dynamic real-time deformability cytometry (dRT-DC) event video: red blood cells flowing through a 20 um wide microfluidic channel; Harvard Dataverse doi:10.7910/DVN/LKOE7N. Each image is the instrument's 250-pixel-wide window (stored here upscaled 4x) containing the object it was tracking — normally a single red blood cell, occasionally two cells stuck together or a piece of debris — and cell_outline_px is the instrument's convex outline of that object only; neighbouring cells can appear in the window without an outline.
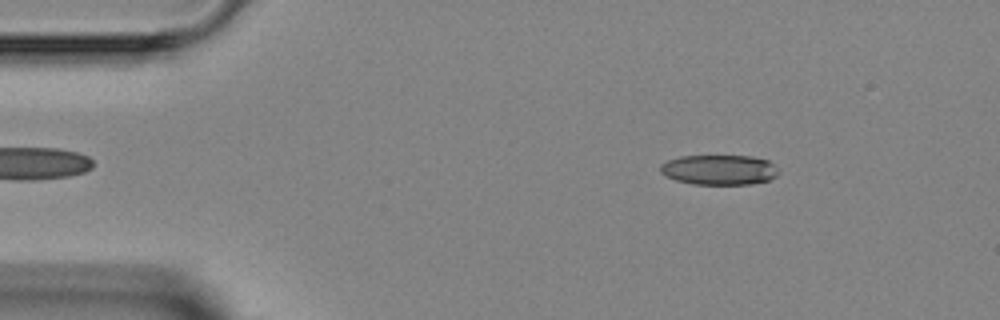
{"species": "Egyptian fruit bat (a non-hibernating species)", "species_latin": "Rousettus aegyptiacus", "temperature_condition": "room temperature", "stored_images_in_passage": 3, "camera_frame_rate_fps": 3000, "um_per_image_px": 0.085, "animal": {"sex": "female"}, "frame": {"image": 1, "passage_image": 1, "time_ms": 0.0, "image_size_px": [1000, 320], "cell_outline_px": [[780, 172], [776, 176], [768, 180], [752, 184], [692, 184], [676, 180], [660, 172], [660, 164], [668, 160], [680, 156], [752, 156], [768, 160]], "centroid_in_image_um": [61.13, 14.43], "position_along_channel_um": 23.9, "area_um2": 20.63}}
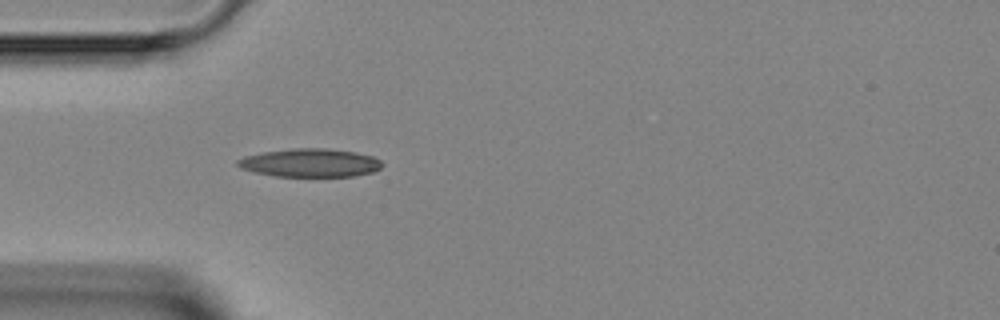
{"frame": {"image": 2, "passage_image": 3, "time_ms": 2.333, "image_size_px": [1000, 320], "cell_outline_px": [[384, 164], [380, 168], [372, 172], [352, 176], [276, 176], [252, 172], [240, 168], [236, 164], [236, 160], [244, 156], [264, 152], [292, 148], [324, 148], [356, 152], [372, 156], [380, 160]], "centroid_in_image_um": [26.33, 13.84], "position_along_channel_um": 58.7, "area_um2": 23.87}}